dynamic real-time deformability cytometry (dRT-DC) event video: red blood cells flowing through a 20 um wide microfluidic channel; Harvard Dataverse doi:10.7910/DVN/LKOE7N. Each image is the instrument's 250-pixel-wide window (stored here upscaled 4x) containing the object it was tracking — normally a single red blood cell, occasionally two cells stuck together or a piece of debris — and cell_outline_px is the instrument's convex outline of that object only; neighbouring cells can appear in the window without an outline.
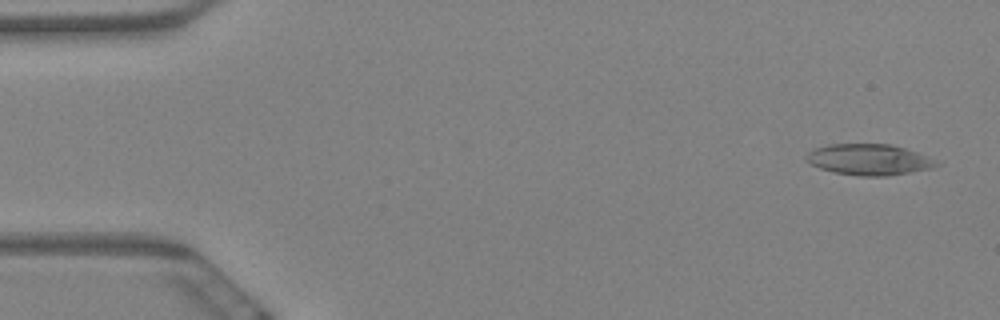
{"species": "Egyptian fruit bat (a non-hibernating species)", "species_latin": "Rousettus aegyptiacus", "temperature_condition": "warm", "stored_images_in_passage": 8, "camera_frame_rate_fps": 3000, "um_per_image_px": 0.085, "animal": {"sex": "female"}, "frame": {"image": 1, "passage_image": 1, "time_ms": 0.0, "image_size_px": [1000, 320], "cell_outline_px": [[940, 164], [932, 168], [888, 176], [860, 176], [836, 172], [820, 168], [812, 164], [804, 156], [808, 152], [816, 148], [828, 144], [892, 144], [916, 152]], "centroid_in_image_um": [73.83, 13.56], "position_along_channel_um": 11.2, "area_um2": 23.12}}
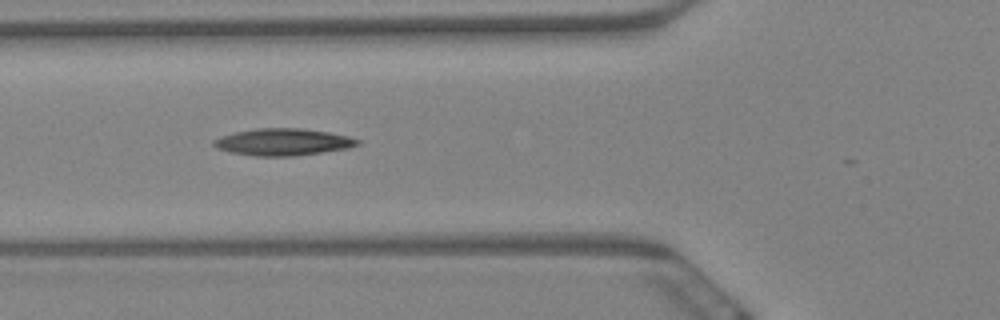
{"frame": {"image": 2, "passage_image": 6, "time_ms": 1.667, "image_size_px": [1000, 320], "cell_outline_px": [[360, 144], [348, 148], [296, 156], [256, 156], [232, 152], [216, 148], [212, 144], [212, 140], [236, 132], [256, 128], [300, 128], [328, 132], [348, 136], [360, 140]], "centroid_in_image_um": [24.07, 12.07], "position_along_channel_um": 101.7, "area_um2": 22.43}}
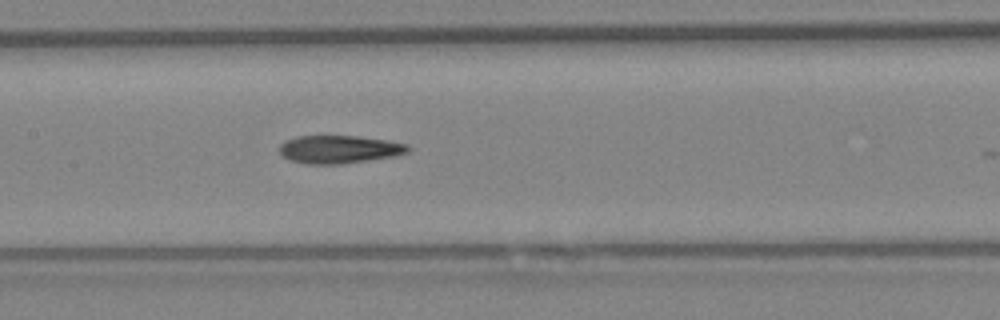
{"frame": {"image": 3, "passage_image": 8, "time_ms": 2.333, "image_size_px": [1000, 320], "cell_outline_px": [[412, 148], [408, 152], [396, 156], [344, 164], [304, 164], [292, 160], [284, 156], [280, 152], [280, 144], [284, 140], [296, 136], [356, 136], [388, 140], [408, 144]], "centroid_in_image_um": [28.87, 12.69], "position_along_channel_um": 178.5, "area_um2": 21.15}}